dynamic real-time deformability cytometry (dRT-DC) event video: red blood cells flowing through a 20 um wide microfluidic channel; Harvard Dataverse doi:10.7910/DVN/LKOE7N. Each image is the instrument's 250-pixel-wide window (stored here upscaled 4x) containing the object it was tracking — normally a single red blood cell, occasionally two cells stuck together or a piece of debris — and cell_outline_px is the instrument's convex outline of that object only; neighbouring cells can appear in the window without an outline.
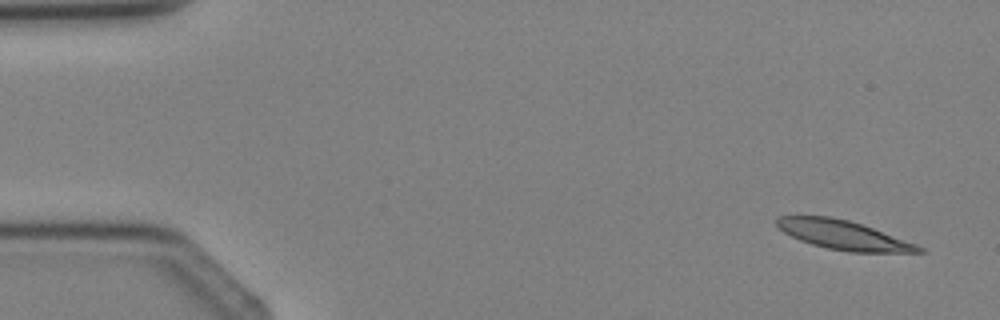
{"species": "Egyptian fruit bat (a non-hibernating species)", "species_latin": "Rousettus aegyptiacus", "temperature_condition": "cold", "stored_images_in_passage": 4, "segment_of_instrument_passage": [1, 2], "camera_frame_rate_fps": 3000, "um_per_image_px": 0.085, "animal": {"sex": "female"}, "frame": {"image": 1, "passage_image": 1, "time_ms": 0.0, "image_size_px": [1000, 320], "cell_outline_px": [[928, 252], [848, 252], [828, 248], [812, 244], [800, 240], [784, 232], [776, 224], [776, 216], [828, 216], [848, 220], [872, 228], [916, 244], [924, 248]], "centroid_in_image_um": [71.68, 19.98], "position_along_channel_um": 13.3, "area_um2": 23.7}}
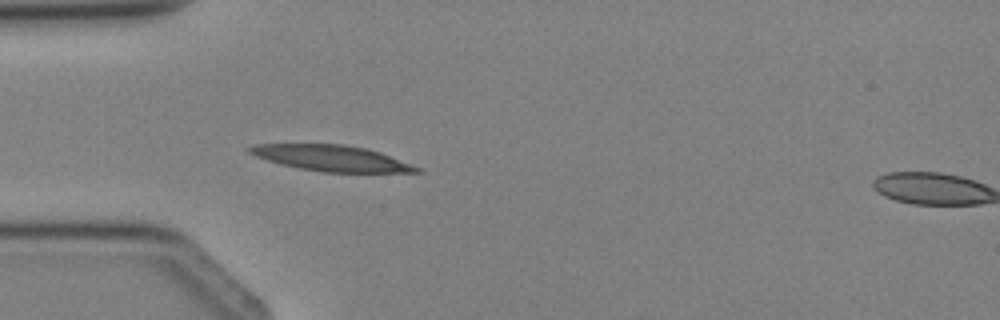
{"frame": {"image": 2, "passage_image": 3, "time_ms": 3.0, "image_size_px": [1000, 320], "cell_outline_px": [[424, 172], [320, 172], [280, 164], [256, 156], [248, 152], [244, 148], [256, 144], [344, 144], [368, 148], [380, 152], [420, 168]], "centroid_in_image_um": [28.14, 13.43], "position_along_channel_um": 56.9, "area_um2": 25.09}}